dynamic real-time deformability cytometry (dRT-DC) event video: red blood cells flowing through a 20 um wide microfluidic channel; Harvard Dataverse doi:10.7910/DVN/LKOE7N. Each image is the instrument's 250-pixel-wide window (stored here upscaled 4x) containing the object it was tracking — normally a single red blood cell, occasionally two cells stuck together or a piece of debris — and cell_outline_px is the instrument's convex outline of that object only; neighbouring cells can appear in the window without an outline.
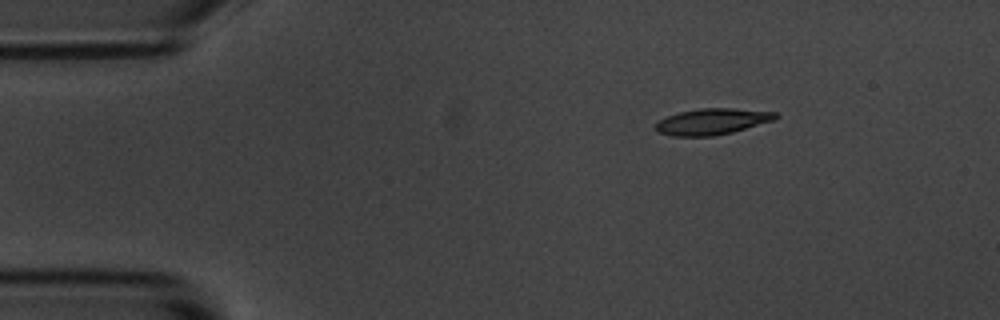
{"species": "common noctule bat (a hibernating species)", "species_latin": "Nyctalus noctula", "temperature_condition": "room temperature", "stored_images_in_passage": 2, "camera_frame_rate_fps": 3000, "um_per_image_px": 0.085, "animal": {"sex": "male", "body_mass_g": 20.1, "forearm_length_mm": 53.5}, "frame": {"image": 1, "passage_image": 1, "time_ms": 0.0, "image_size_px": [1000, 320], "cell_outline_px": [[780, 116], [776, 120], [732, 132], [712, 136], [672, 136], [656, 132], [656, 120], [680, 112], [700, 108], [732, 108], [776, 112]], "centroid_in_image_um": [60.54, 10.33], "position_along_channel_um": 24.5, "area_um2": 18.38}}